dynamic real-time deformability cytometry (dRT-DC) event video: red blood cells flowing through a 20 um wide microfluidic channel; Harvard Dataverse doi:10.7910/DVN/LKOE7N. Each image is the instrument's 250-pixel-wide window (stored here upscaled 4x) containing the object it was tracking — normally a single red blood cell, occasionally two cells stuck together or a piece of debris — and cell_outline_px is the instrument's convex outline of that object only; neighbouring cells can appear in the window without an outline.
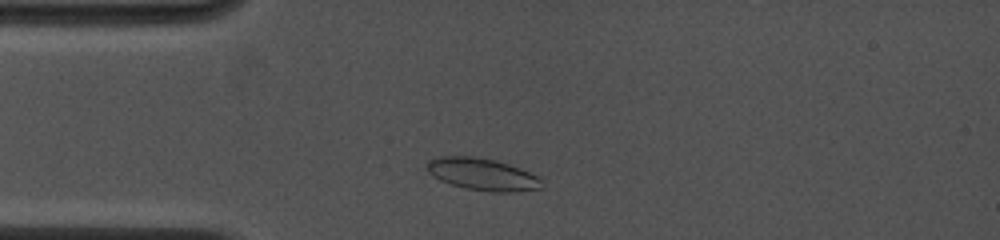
{"species": "common noctule bat (a hibernating species)", "species_latin": "Nyctalus noctula", "temperature_condition": "cold", "stored_images_in_passage": 4, "camera_frame_rate_fps": 4500, "um_per_image_px": 0.085, "animal": {"sex": "female", "body_mass_g": 19.0, "forearm_length_mm": 53.3}, "frame": {"image": 1, "passage_image": 3, "time_ms": 1.111, "image_size_px": [1000, 240], "cell_outline_px": [[544, 188], [516, 192], [492, 192], [468, 188], [452, 184], [440, 180], [428, 172], [424, 168], [424, 164], [428, 160], [440, 156], [472, 156], [496, 160], [520, 168], [536, 176], [540, 180]], "centroid_in_image_um": [40.97, 14.81], "position_along_channel_um": 44.0, "area_um2": 21.5}}